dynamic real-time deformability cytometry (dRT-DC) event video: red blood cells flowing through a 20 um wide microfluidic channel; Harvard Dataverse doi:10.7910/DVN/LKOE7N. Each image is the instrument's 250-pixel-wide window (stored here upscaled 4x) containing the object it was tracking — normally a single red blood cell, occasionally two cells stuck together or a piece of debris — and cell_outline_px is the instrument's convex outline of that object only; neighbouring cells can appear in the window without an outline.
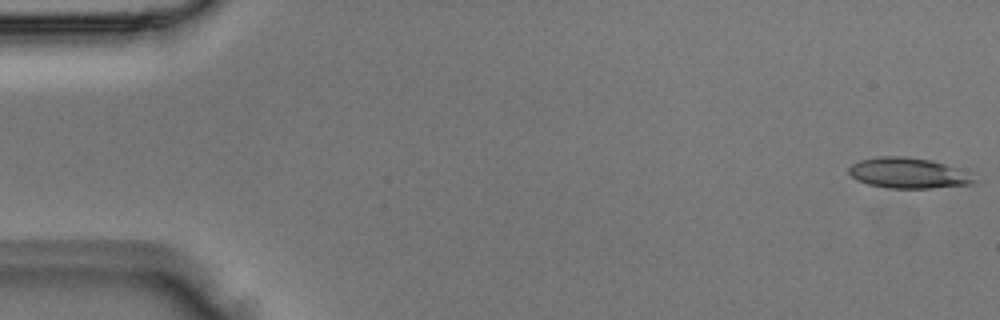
{"species": "Egyptian fruit bat (a non-hibernating species)", "species_latin": "Rousettus aegyptiacus", "temperature_condition": "room temperature", "stored_images_in_passage": 5, "camera_frame_rate_fps": 3000, "um_per_image_px": 0.085, "animal": {"sex": "male"}, "frame": {"image": 1, "passage_image": 1, "time_ms": 0.0, "image_size_px": [1000, 320], "cell_outline_px": [[976, 180], [972, 184], [932, 188], [888, 188], [868, 184], [856, 180], [848, 172], [848, 168], [852, 164], [860, 160], [876, 156], [904, 156], [932, 160], [956, 168]], "centroid_in_image_um": [77.12, 14.7], "position_along_channel_um": 7.9, "area_um2": 22.08}}
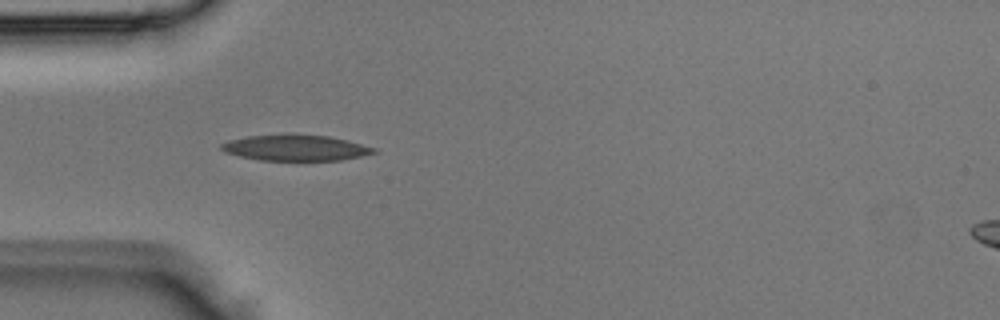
{"frame": {"image": 2, "passage_image": 4, "time_ms": 1.0, "image_size_px": [1000, 320], "cell_outline_px": [[376, 152], [360, 156], [340, 160], [260, 160], [240, 156], [224, 152], [220, 148], [220, 144], [228, 140], [248, 136], [284, 132], [292, 132], [328, 136], [348, 140], [376, 148]], "centroid_in_image_um": [25.08, 12.52], "position_along_channel_um": 59.9, "area_um2": 23.52}}